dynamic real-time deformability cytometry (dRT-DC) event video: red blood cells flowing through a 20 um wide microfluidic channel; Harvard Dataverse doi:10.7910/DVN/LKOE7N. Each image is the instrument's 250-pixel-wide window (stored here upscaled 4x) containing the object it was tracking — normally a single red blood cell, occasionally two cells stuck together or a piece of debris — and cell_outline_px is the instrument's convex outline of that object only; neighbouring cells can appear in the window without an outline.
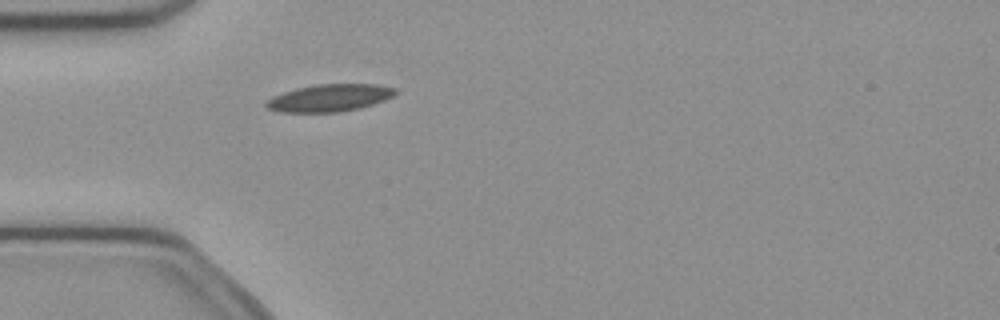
{"species": "common noctule bat (a hibernating species)", "species_latin": "Nyctalus noctula", "temperature_condition": "cold", "stored_images_in_passage": 50, "camera_frame_rate_fps": 3000, "um_per_image_px": 0.085, "animal": {"sex": "female", "body_mass_g": 21.9}, "frame": {"image": 1, "passage_image": 14, "time_ms": 4.333, "image_size_px": [1000, 320], "cell_outline_px": [[396, 92], [392, 96], [384, 100], [360, 108], [340, 112], [280, 112], [268, 108], [264, 104], [272, 96], [296, 88], [316, 84], [376, 84], [396, 88]], "centroid_in_image_um": [28.0, 8.32], "position_along_channel_um": 57.0, "area_um2": 20.46}}
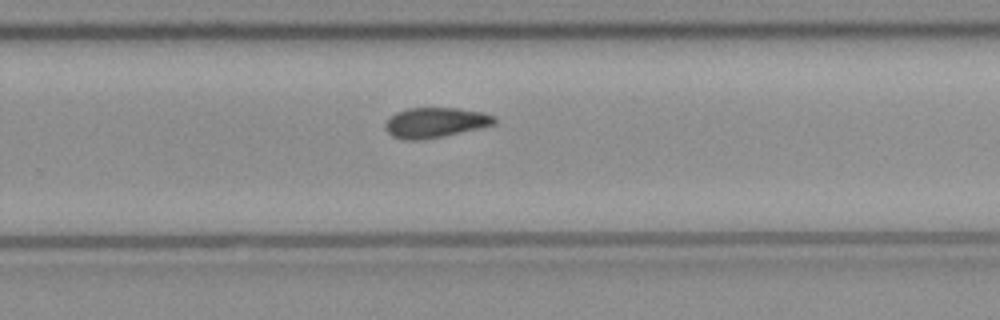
{"frame": {"image": 2, "passage_image": 32, "time_ms": 10.333, "image_size_px": [1000, 320], "cell_outline_px": [[496, 124], [480, 128], [444, 136], [420, 140], [404, 140], [392, 136], [384, 128], [384, 124], [388, 116], [396, 112], [408, 108], [456, 108], [484, 112], [496, 116]], "centroid_in_image_um": [36.99, 10.41], "position_along_channel_um": 292.8, "area_um2": 19.42}}
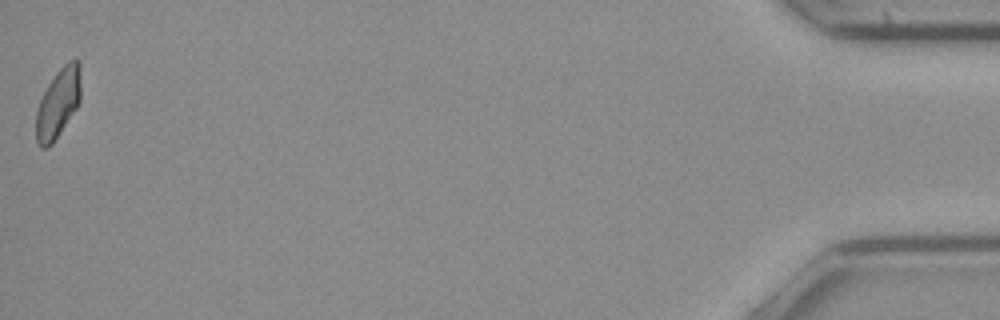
{"frame": {"image": 3, "passage_image": 50, "time_ms": 16.333, "image_size_px": [1000, 320], "cell_outline_px": [[80, 100], [76, 108], [52, 144], [48, 148], [40, 148], [36, 140], [36, 112], [40, 100], [48, 84], [56, 72], [68, 60], [76, 60], [80, 64]], "centroid_in_image_um": [4.93, 8.78], "position_along_channel_um": 430.3, "area_um2": 17.92}, "authors_computed_cell_mechanics": {"area_um2": 19.1318, "velocity_mm_per_s": 3.9909, "shape_relaxation_time_tau1_ms": null, "shape_relaxation_time_tau2_ms": 10.2488, "deformation_change_tau1": null, "deformation_change_tau2": 0.1432}}